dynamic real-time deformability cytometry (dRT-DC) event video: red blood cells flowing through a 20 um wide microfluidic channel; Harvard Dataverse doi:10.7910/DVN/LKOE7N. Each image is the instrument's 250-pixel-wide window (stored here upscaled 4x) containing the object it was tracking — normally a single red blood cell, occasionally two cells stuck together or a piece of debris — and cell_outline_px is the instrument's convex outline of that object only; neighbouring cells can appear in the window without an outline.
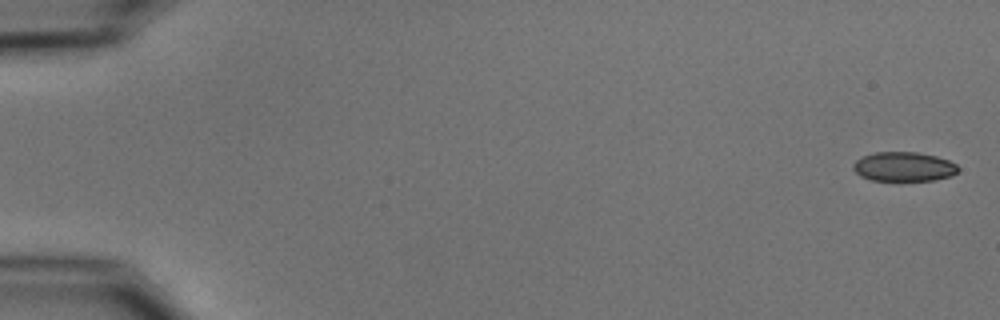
{"species": "common noctule bat (a hibernating species)", "species_latin": "Nyctalus noctula", "temperature_condition": "cold", "stored_images_in_passage": 18, "camera_frame_rate_fps": 3000, "um_per_image_px": 0.085, "animal": {"sex": "male", "body_mass_g": 15.6}, "frame": {"image": 1, "passage_image": 1, "time_ms": 0.0, "image_size_px": [1000, 320], "cell_outline_px": [[960, 168], [952, 176], [936, 180], [872, 180], [860, 176], [852, 168], [852, 164], [856, 160], [864, 156], [876, 152], [916, 152], [936, 156], [948, 160], [956, 164]], "centroid_in_image_um": [76.83, 14.17], "position_along_channel_um": 8.2, "area_um2": 17.92}}
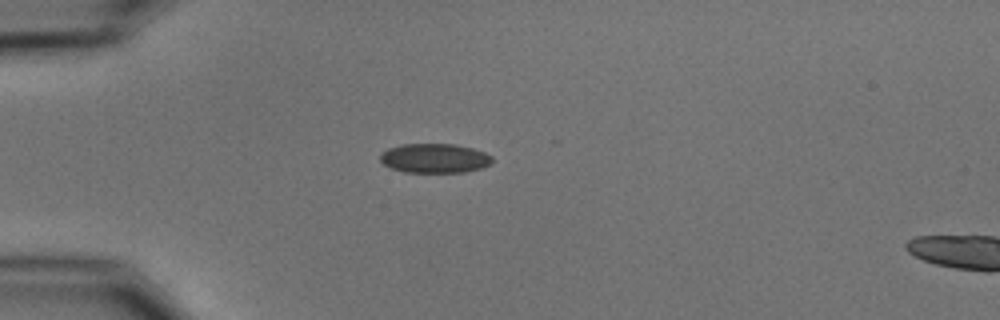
{"frame": {"image": 2, "passage_image": 15, "time_ms": 4.667, "image_size_px": [1000, 320], "cell_outline_px": [[492, 164], [480, 168], [464, 172], [404, 172], [392, 168], [384, 164], [380, 160], [380, 156], [388, 148], [400, 144], [456, 144], [472, 148], [484, 152], [492, 156]], "centroid_in_image_um": [36.96, 13.44], "position_along_channel_um": 48.0, "area_um2": 19.13}}